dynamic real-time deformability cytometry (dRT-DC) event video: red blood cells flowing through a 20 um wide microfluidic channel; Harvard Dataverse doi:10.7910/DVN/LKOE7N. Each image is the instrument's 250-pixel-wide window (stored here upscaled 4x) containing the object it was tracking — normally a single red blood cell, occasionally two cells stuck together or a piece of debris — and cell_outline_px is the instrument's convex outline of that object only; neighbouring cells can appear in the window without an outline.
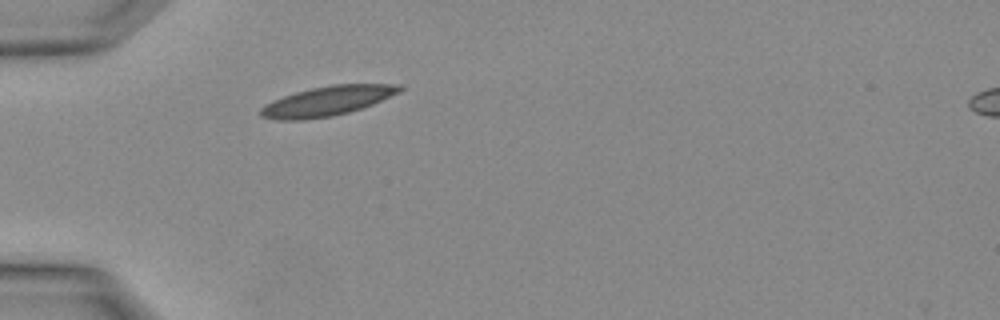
{"species": "Egyptian fruit bat (a non-hibernating species)", "species_latin": "Rousettus aegyptiacus", "temperature_condition": "warm", "stored_images_in_passage": 2, "camera_frame_rate_fps": 3000, "um_per_image_px": 0.085, "animal": {"sex": "female"}, "frame": {"image": 1, "passage_image": 1, "time_ms": 0.0, "image_size_px": [1000, 320], "cell_outline_px": [[404, 88], [400, 92], [372, 104], [348, 112], [332, 116], [304, 120], [276, 120], [260, 116], [260, 108], [264, 104], [272, 100], [296, 92], [312, 88], [332, 84], [400, 84]], "centroid_in_image_um": [27.79, 8.59], "position_along_channel_um": 57.2, "area_um2": 23.93}}